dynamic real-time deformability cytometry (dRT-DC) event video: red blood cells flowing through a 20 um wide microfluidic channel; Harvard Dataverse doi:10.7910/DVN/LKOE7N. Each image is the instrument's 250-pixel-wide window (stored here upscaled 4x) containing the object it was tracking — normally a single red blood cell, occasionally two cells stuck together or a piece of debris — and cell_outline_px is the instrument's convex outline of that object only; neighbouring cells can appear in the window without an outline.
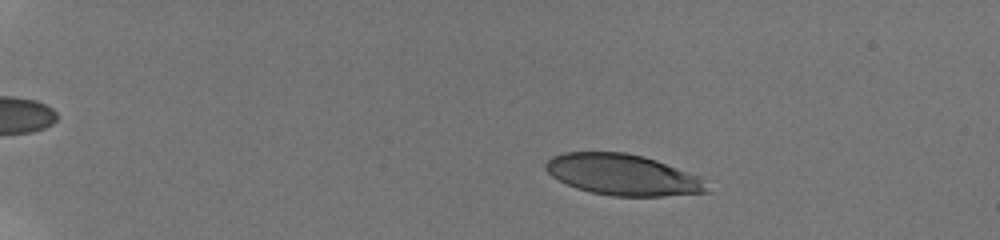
{"species": "human", "species_latin": "Homo sapiens", "temperature_condition": "room temperature", "stored_images_in_passage": 46, "camera_frame_rate_fps": 3000, "um_per_image_px": 0.085, "donor": {"sex": "male"}, "frame": {"image": 1, "passage_image": 1, "time_ms": 0.0, "image_size_px": [1000, 240], "cell_outline_px": [[712, 192], [664, 196], [612, 196], [592, 192], [576, 188], [552, 176], [544, 168], [544, 164], [552, 156], [564, 152], [624, 152], [644, 156], [656, 160], [696, 176]], "centroid_in_image_um": [52.88, 14.85], "position_along_channel_um": 32.1, "area_um2": 38.15}}
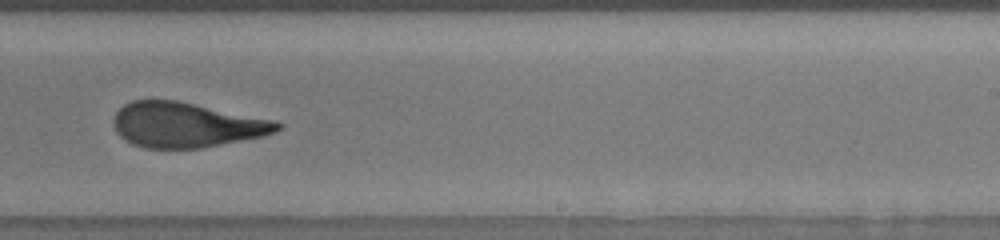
{"frame": {"image": 2, "passage_image": 29, "time_ms": 9.333, "image_size_px": [1000, 240], "cell_outline_px": [[284, 128], [276, 132], [264, 136], [200, 148], [144, 148], [132, 144], [124, 140], [116, 132], [112, 124], [112, 120], [116, 112], [124, 104], [132, 100], [176, 100], [276, 120], [284, 124]], "centroid_in_image_um": [15.84, 10.61], "position_along_channel_um": 273.2, "area_um2": 43.29}}
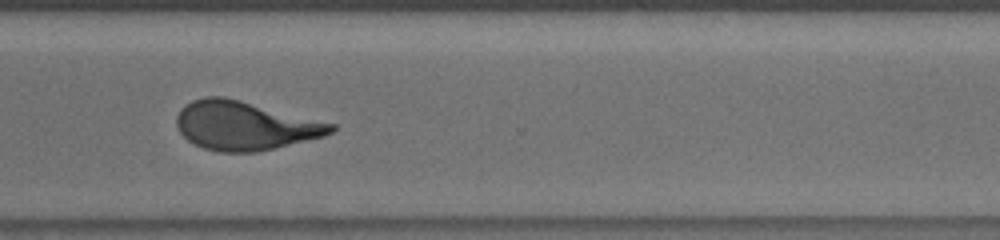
{"frame": {"image": 3, "passage_image": 35, "time_ms": 11.333, "image_size_px": [1000, 240], "cell_outline_px": [[336, 128], [332, 132], [324, 136], [256, 152], [220, 152], [204, 148], [188, 140], [180, 132], [176, 124], [176, 116], [180, 108], [192, 100], [204, 96], [224, 96], [336, 124]], "centroid_in_image_um": [20.78, 10.67], "position_along_channel_um": 349.8, "area_um2": 43.7}, "authors_computed_cell_mechanics": {"area_um2": 43.5812, "velocity_mm_per_s": 3.8328, "shape_relaxation_time_tau1_ms": 5.6768, "shape_relaxation_time_tau2_ms": 1.3368, "deformation_change_tau1": 0.2383, "deformation_change_tau2": 0.1032}}